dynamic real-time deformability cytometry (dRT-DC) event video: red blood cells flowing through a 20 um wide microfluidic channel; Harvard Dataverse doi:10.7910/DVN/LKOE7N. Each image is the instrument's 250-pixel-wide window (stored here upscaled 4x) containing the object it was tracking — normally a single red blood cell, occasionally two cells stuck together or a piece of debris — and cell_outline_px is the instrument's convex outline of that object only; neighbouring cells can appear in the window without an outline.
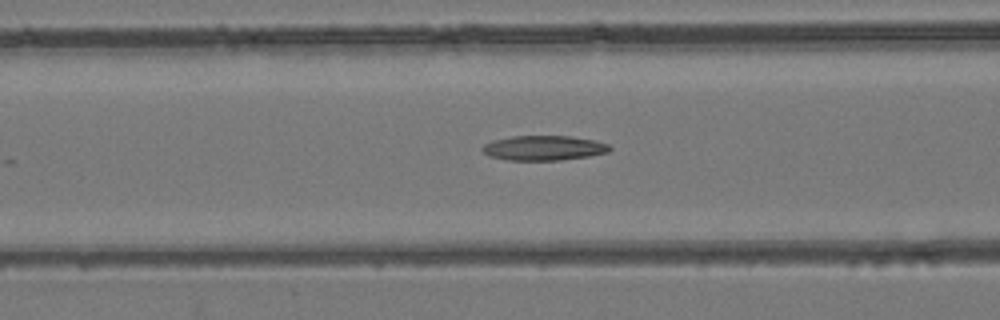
{"species": "common noctule bat (a hibernating species)", "species_latin": "Nyctalus noctula", "temperature_condition": "room temperature", "stored_images_in_passage": 47, "camera_frame_rate_fps": 3000, "um_per_image_px": 0.085, "animal": {"sex": "female", "body_mass_g": 24.6, "forearm_length_mm": 56.2}, "frame": {"image": 1, "passage_image": 17, "time_ms": 5.333, "image_size_px": [1000, 320], "cell_outline_px": [[612, 148], [608, 152], [588, 156], [560, 160], [508, 160], [488, 156], [480, 148], [484, 144], [492, 140], [512, 136], [572, 136], [596, 140], [608, 144]], "centroid_in_image_um": [46.21, 12.57], "position_along_channel_um": 120.4, "area_um2": 18.5}}
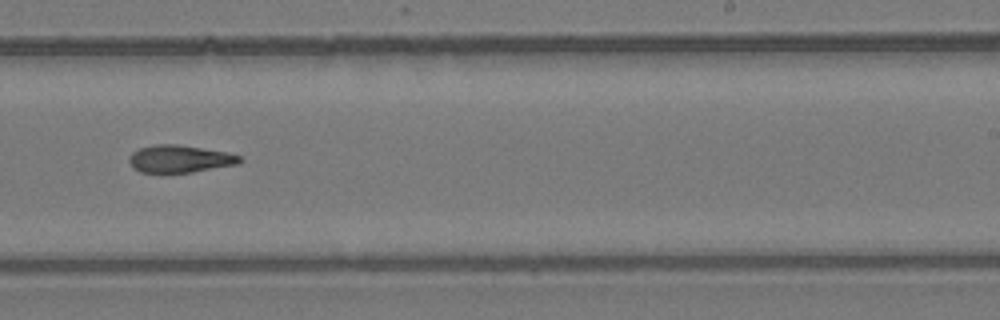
{"frame": {"image": 2, "passage_image": 28, "time_ms": 9.0, "image_size_px": [1000, 320], "cell_outline_px": [[244, 160], [236, 164], [192, 172], [140, 172], [132, 168], [128, 160], [132, 152], [140, 148], [156, 144], [176, 144], [228, 152], [240, 156]], "centroid_in_image_um": [15.26, 13.5], "position_along_channel_um": 273.7, "area_um2": 17.57}}
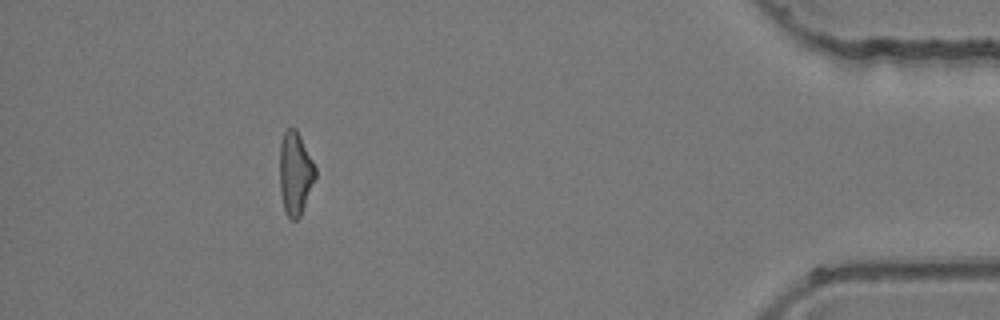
{"frame": {"image": 3, "passage_image": 42, "time_ms": 13.667, "image_size_px": [1000, 320], "cell_outline_px": [[316, 176], [300, 216], [296, 220], [292, 220], [288, 216], [284, 208], [280, 192], [280, 144], [284, 132], [288, 128], [296, 128], [316, 168]], "centroid_in_image_um": [25.09, 14.72], "position_along_channel_um": 410.1, "area_um2": 16.99}}